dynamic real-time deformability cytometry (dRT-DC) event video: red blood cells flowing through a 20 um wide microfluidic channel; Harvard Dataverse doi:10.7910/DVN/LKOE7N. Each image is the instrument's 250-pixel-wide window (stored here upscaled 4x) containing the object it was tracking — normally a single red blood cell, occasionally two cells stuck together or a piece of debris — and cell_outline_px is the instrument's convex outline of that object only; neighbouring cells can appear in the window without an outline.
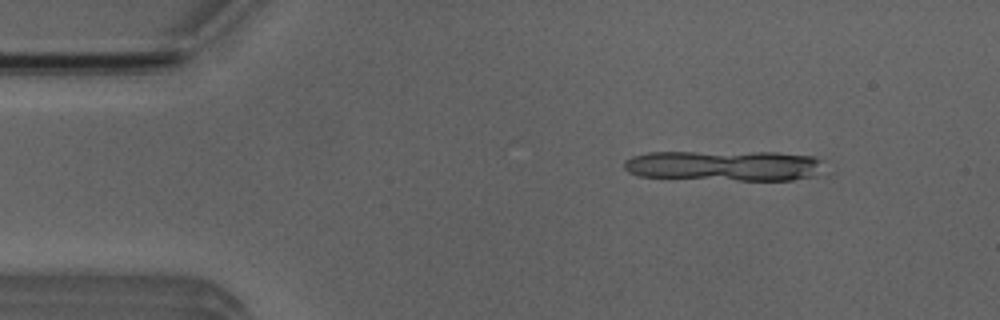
{"species": "Egyptian fruit bat (a non-hibernating species)", "species_latin": "Rousettus aegyptiacus", "temperature_condition": "room temperature", "stored_images_in_passage": 10, "camera_frame_rate_fps": 3000, "um_per_image_px": 0.085, "animal": {"sex": "male"}, "frame": {"image": 1, "passage_image": 5, "time_ms": 1.333, "image_size_px": [1000, 320], "cell_outline_px": [[824, 160], [812, 176], [792, 180], [736, 180], [640, 176], [628, 172], [624, 168], [624, 160], [632, 156], [648, 152], [776, 152], [812, 156]], "centroid_in_image_um": [61.52, 14.07], "position_along_channel_um": 23.5, "area_um2": 35.32}}